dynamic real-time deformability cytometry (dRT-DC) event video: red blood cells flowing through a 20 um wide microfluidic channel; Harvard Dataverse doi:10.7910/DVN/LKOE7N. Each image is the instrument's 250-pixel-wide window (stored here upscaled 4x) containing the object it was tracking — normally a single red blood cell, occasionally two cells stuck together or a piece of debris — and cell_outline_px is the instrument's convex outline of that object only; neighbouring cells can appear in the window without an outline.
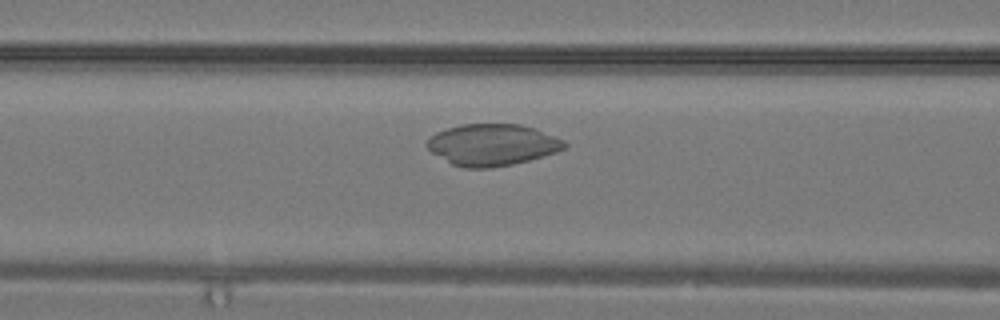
{"species": "common noctule bat (a hibernating species)", "species_latin": "Nyctalus noctula", "temperature_condition": "warm", "stored_images_in_passage": 31, "camera_frame_rate_fps": 3000, "um_per_image_px": 0.085, "animal": {"sex": "male", "body_mass_g": 19.2, "forearm_length_mm": 51.8}, "frame": {"image": 1, "passage_image": 13, "time_ms": 4.0, "image_size_px": [1000, 320], "cell_outline_px": [[568, 148], [556, 152], [528, 160], [512, 164], [488, 168], [464, 168], [452, 164], [432, 152], [424, 144], [436, 132], [460, 124], [520, 124], [536, 128], [564, 140], [568, 144]], "centroid_in_image_um": [41.87, 12.3], "position_along_channel_um": 124.7, "area_um2": 33.29}}
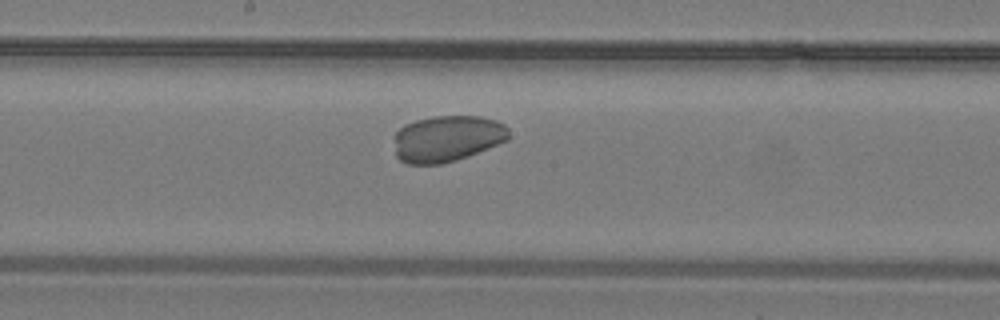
{"frame": {"image": 2, "passage_image": 17, "time_ms": 5.333, "image_size_px": [1000, 320], "cell_outline_px": [[508, 140], [468, 156], [456, 160], [440, 164], [408, 164], [400, 160], [396, 156], [392, 136], [404, 124], [416, 120], [432, 116], [480, 116], [496, 120], [504, 124], [508, 128]], "centroid_in_image_um": [37.96, 11.77], "position_along_channel_um": 210.2, "area_um2": 31.21}}
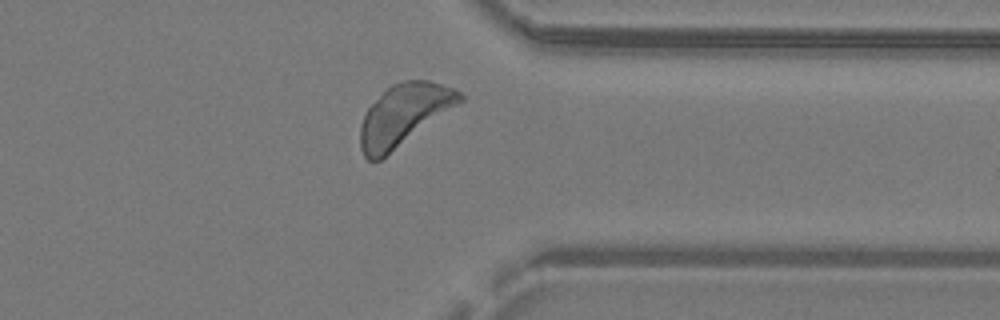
{"frame": {"image": 3, "passage_image": 25, "time_ms": 8.0, "image_size_px": [1000, 320], "cell_outline_px": [[464, 100], [380, 160], [368, 160], [364, 156], [360, 148], [360, 128], [364, 116], [368, 108], [392, 84], [404, 80], [428, 80], [452, 88], [460, 92], [464, 96]], "centroid_in_image_um": [34.32, 9.76], "position_along_channel_um": 377.1, "area_um2": 34.85}}